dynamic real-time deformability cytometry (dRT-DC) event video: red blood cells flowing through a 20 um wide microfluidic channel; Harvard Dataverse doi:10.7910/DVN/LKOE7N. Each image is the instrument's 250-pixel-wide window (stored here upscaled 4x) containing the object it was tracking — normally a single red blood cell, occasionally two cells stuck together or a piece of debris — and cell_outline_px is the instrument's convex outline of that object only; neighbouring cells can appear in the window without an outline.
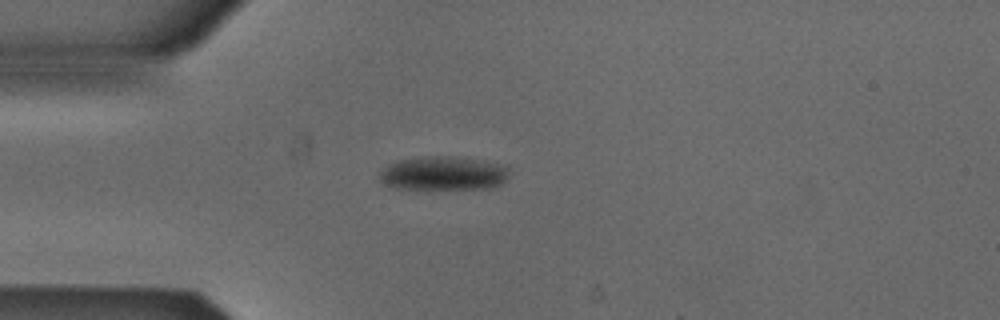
{"species": "Egyptian fruit bat (a non-hibernating species)", "species_latin": "Rousettus aegyptiacus", "temperature_condition": "cold", "stored_images_in_passage": 2, "camera_frame_rate_fps": 3000, "um_per_image_px": 0.085, "animal": {"sex": "male"}, "frame": {"image": 1, "passage_image": 2, "time_ms": 0.333, "image_size_px": [1000, 320], "cell_outline_px": [[508, 176], [500, 184], [488, 188], [396, 188], [384, 184], [380, 180], [380, 172], [388, 164], [400, 160], [424, 156], [448, 156], [484, 160], [508, 164]], "centroid_in_image_um": [37.72, 14.71], "position_along_channel_um": 47.3, "area_um2": 25.49}}